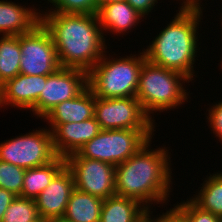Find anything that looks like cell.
Here are the masks:
<instances>
[{"instance_id": "31", "label": "cell", "mask_w": 222, "mask_h": 222, "mask_svg": "<svg viewBox=\"0 0 222 222\" xmlns=\"http://www.w3.org/2000/svg\"><path fill=\"white\" fill-rule=\"evenodd\" d=\"M181 5L180 7L183 8H203L201 2L202 0H181ZM202 6V7H201Z\"/></svg>"}, {"instance_id": "29", "label": "cell", "mask_w": 222, "mask_h": 222, "mask_svg": "<svg viewBox=\"0 0 222 222\" xmlns=\"http://www.w3.org/2000/svg\"><path fill=\"white\" fill-rule=\"evenodd\" d=\"M135 10H137L141 15H143L146 19V15L148 17L149 13L151 14L156 4L159 3L160 0H126ZM156 3V4H155Z\"/></svg>"}, {"instance_id": "23", "label": "cell", "mask_w": 222, "mask_h": 222, "mask_svg": "<svg viewBox=\"0 0 222 222\" xmlns=\"http://www.w3.org/2000/svg\"><path fill=\"white\" fill-rule=\"evenodd\" d=\"M35 199L16 196L7 208L2 222H39Z\"/></svg>"}, {"instance_id": "36", "label": "cell", "mask_w": 222, "mask_h": 222, "mask_svg": "<svg viewBox=\"0 0 222 222\" xmlns=\"http://www.w3.org/2000/svg\"><path fill=\"white\" fill-rule=\"evenodd\" d=\"M39 222H48V221H46V220H42V219H41Z\"/></svg>"}, {"instance_id": "22", "label": "cell", "mask_w": 222, "mask_h": 222, "mask_svg": "<svg viewBox=\"0 0 222 222\" xmlns=\"http://www.w3.org/2000/svg\"><path fill=\"white\" fill-rule=\"evenodd\" d=\"M20 35L0 36V79L3 83L20 74Z\"/></svg>"}, {"instance_id": "25", "label": "cell", "mask_w": 222, "mask_h": 222, "mask_svg": "<svg viewBox=\"0 0 222 222\" xmlns=\"http://www.w3.org/2000/svg\"><path fill=\"white\" fill-rule=\"evenodd\" d=\"M24 168L0 160V188L21 196Z\"/></svg>"}, {"instance_id": "4", "label": "cell", "mask_w": 222, "mask_h": 222, "mask_svg": "<svg viewBox=\"0 0 222 222\" xmlns=\"http://www.w3.org/2000/svg\"><path fill=\"white\" fill-rule=\"evenodd\" d=\"M186 82L189 83L190 80L183 74L146 60L140 70L136 98L145 113L155 122L152 118L155 117L152 116L154 112L173 110L185 101L188 102L190 91L184 87Z\"/></svg>"}, {"instance_id": "8", "label": "cell", "mask_w": 222, "mask_h": 222, "mask_svg": "<svg viewBox=\"0 0 222 222\" xmlns=\"http://www.w3.org/2000/svg\"><path fill=\"white\" fill-rule=\"evenodd\" d=\"M46 128V129H45ZM29 131L0 143V160L30 169L48 164L57 154L48 127Z\"/></svg>"}, {"instance_id": "18", "label": "cell", "mask_w": 222, "mask_h": 222, "mask_svg": "<svg viewBox=\"0 0 222 222\" xmlns=\"http://www.w3.org/2000/svg\"><path fill=\"white\" fill-rule=\"evenodd\" d=\"M148 211L135 199L113 195L103 200L100 222H146Z\"/></svg>"}, {"instance_id": "19", "label": "cell", "mask_w": 222, "mask_h": 222, "mask_svg": "<svg viewBox=\"0 0 222 222\" xmlns=\"http://www.w3.org/2000/svg\"><path fill=\"white\" fill-rule=\"evenodd\" d=\"M103 199L81 192L72 191L63 218L72 222H100Z\"/></svg>"}, {"instance_id": "2", "label": "cell", "mask_w": 222, "mask_h": 222, "mask_svg": "<svg viewBox=\"0 0 222 222\" xmlns=\"http://www.w3.org/2000/svg\"><path fill=\"white\" fill-rule=\"evenodd\" d=\"M41 23L50 32L61 67L87 73L107 49L97 14L41 13Z\"/></svg>"}, {"instance_id": "14", "label": "cell", "mask_w": 222, "mask_h": 222, "mask_svg": "<svg viewBox=\"0 0 222 222\" xmlns=\"http://www.w3.org/2000/svg\"><path fill=\"white\" fill-rule=\"evenodd\" d=\"M100 131L95 117L82 122L60 124L51 132L55 153L60 157L76 153Z\"/></svg>"}, {"instance_id": "30", "label": "cell", "mask_w": 222, "mask_h": 222, "mask_svg": "<svg viewBox=\"0 0 222 222\" xmlns=\"http://www.w3.org/2000/svg\"><path fill=\"white\" fill-rule=\"evenodd\" d=\"M15 198L16 195L11 193L9 190L0 188V222H2L3 216L7 208Z\"/></svg>"}, {"instance_id": "17", "label": "cell", "mask_w": 222, "mask_h": 222, "mask_svg": "<svg viewBox=\"0 0 222 222\" xmlns=\"http://www.w3.org/2000/svg\"><path fill=\"white\" fill-rule=\"evenodd\" d=\"M97 16L103 33L118 34L117 36L128 34L131 29L144 21L142 20L144 16L126 0L101 5Z\"/></svg>"}, {"instance_id": "13", "label": "cell", "mask_w": 222, "mask_h": 222, "mask_svg": "<svg viewBox=\"0 0 222 222\" xmlns=\"http://www.w3.org/2000/svg\"><path fill=\"white\" fill-rule=\"evenodd\" d=\"M46 79L47 76L43 75L18 74L7 80L0 94V108L11 105L20 110H30L35 115V103Z\"/></svg>"}, {"instance_id": "21", "label": "cell", "mask_w": 222, "mask_h": 222, "mask_svg": "<svg viewBox=\"0 0 222 222\" xmlns=\"http://www.w3.org/2000/svg\"><path fill=\"white\" fill-rule=\"evenodd\" d=\"M214 173H209L210 176H206L200 191L188 199L200 209L222 218V172L218 170Z\"/></svg>"}, {"instance_id": "33", "label": "cell", "mask_w": 222, "mask_h": 222, "mask_svg": "<svg viewBox=\"0 0 222 222\" xmlns=\"http://www.w3.org/2000/svg\"><path fill=\"white\" fill-rule=\"evenodd\" d=\"M48 222H72V221L61 217V218L51 219V220H49Z\"/></svg>"}, {"instance_id": "5", "label": "cell", "mask_w": 222, "mask_h": 222, "mask_svg": "<svg viewBox=\"0 0 222 222\" xmlns=\"http://www.w3.org/2000/svg\"><path fill=\"white\" fill-rule=\"evenodd\" d=\"M107 53L87 73L89 89L98 98L136 97L140 70L146 61L144 51L118 58Z\"/></svg>"}, {"instance_id": "10", "label": "cell", "mask_w": 222, "mask_h": 222, "mask_svg": "<svg viewBox=\"0 0 222 222\" xmlns=\"http://www.w3.org/2000/svg\"><path fill=\"white\" fill-rule=\"evenodd\" d=\"M65 165L77 190L103 200L116 195L114 165L87 158H65Z\"/></svg>"}, {"instance_id": "1", "label": "cell", "mask_w": 222, "mask_h": 222, "mask_svg": "<svg viewBox=\"0 0 222 222\" xmlns=\"http://www.w3.org/2000/svg\"><path fill=\"white\" fill-rule=\"evenodd\" d=\"M151 142L152 138L129 159L115 166L116 195L135 199L148 210H153L152 204L168 203L173 189L169 147L151 149Z\"/></svg>"}, {"instance_id": "11", "label": "cell", "mask_w": 222, "mask_h": 222, "mask_svg": "<svg viewBox=\"0 0 222 222\" xmlns=\"http://www.w3.org/2000/svg\"><path fill=\"white\" fill-rule=\"evenodd\" d=\"M87 72L77 68L60 67L47 76L35 103L36 118H43L57 104L78 96L87 87Z\"/></svg>"}, {"instance_id": "34", "label": "cell", "mask_w": 222, "mask_h": 222, "mask_svg": "<svg viewBox=\"0 0 222 222\" xmlns=\"http://www.w3.org/2000/svg\"><path fill=\"white\" fill-rule=\"evenodd\" d=\"M3 87H4V83L1 81V79H0V94H1V92H2V90H3Z\"/></svg>"}, {"instance_id": "32", "label": "cell", "mask_w": 222, "mask_h": 222, "mask_svg": "<svg viewBox=\"0 0 222 222\" xmlns=\"http://www.w3.org/2000/svg\"><path fill=\"white\" fill-rule=\"evenodd\" d=\"M118 1H124V0H98V5L100 7L101 5H104L107 3H114V2H118Z\"/></svg>"}, {"instance_id": "7", "label": "cell", "mask_w": 222, "mask_h": 222, "mask_svg": "<svg viewBox=\"0 0 222 222\" xmlns=\"http://www.w3.org/2000/svg\"><path fill=\"white\" fill-rule=\"evenodd\" d=\"M94 117L101 130L141 129L150 139L155 122L145 113L136 97H95Z\"/></svg>"}, {"instance_id": "20", "label": "cell", "mask_w": 222, "mask_h": 222, "mask_svg": "<svg viewBox=\"0 0 222 222\" xmlns=\"http://www.w3.org/2000/svg\"><path fill=\"white\" fill-rule=\"evenodd\" d=\"M64 166L65 157L57 156L46 165L26 169L20 197L35 199Z\"/></svg>"}, {"instance_id": "15", "label": "cell", "mask_w": 222, "mask_h": 222, "mask_svg": "<svg viewBox=\"0 0 222 222\" xmlns=\"http://www.w3.org/2000/svg\"><path fill=\"white\" fill-rule=\"evenodd\" d=\"M0 0V35L18 36L32 32L41 23V10ZM39 10V11H38Z\"/></svg>"}, {"instance_id": "26", "label": "cell", "mask_w": 222, "mask_h": 222, "mask_svg": "<svg viewBox=\"0 0 222 222\" xmlns=\"http://www.w3.org/2000/svg\"><path fill=\"white\" fill-rule=\"evenodd\" d=\"M175 206L189 222H221L222 218L213 215L211 212L200 209L190 199L183 200Z\"/></svg>"}, {"instance_id": "3", "label": "cell", "mask_w": 222, "mask_h": 222, "mask_svg": "<svg viewBox=\"0 0 222 222\" xmlns=\"http://www.w3.org/2000/svg\"><path fill=\"white\" fill-rule=\"evenodd\" d=\"M178 9L174 19L157 33L143 51L148 62L179 72L192 82L197 77L194 64L201 49L198 30L204 8Z\"/></svg>"}, {"instance_id": "16", "label": "cell", "mask_w": 222, "mask_h": 222, "mask_svg": "<svg viewBox=\"0 0 222 222\" xmlns=\"http://www.w3.org/2000/svg\"><path fill=\"white\" fill-rule=\"evenodd\" d=\"M95 95L87 86L78 96L53 107L42 119L48 122L52 132L58 125L67 122H82L94 117Z\"/></svg>"}, {"instance_id": "24", "label": "cell", "mask_w": 222, "mask_h": 222, "mask_svg": "<svg viewBox=\"0 0 222 222\" xmlns=\"http://www.w3.org/2000/svg\"><path fill=\"white\" fill-rule=\"evenodd\" d=\"M46 1V0H45ZM50 2V10L41 13H65V14H97L98 0H47Z\"/></svg>"}, {"instance_id": "35", "label": "cell", "mask_w": 222, "mask_h": 222, "mask_svg": "<svg viewBox=\"0 0 222 222\" xmlns=\"http://www.w3.org/2000/svg\"><path fill=\"white\" fill-rule=\"evenodd\" d=\"M221 18H222V17H221ZM220 21H222V19H221ZM221 23H222V22H221ZM221 25H222V24H221ZM220 63H221V66H220V67H222V58H221V62H220ZM221 69H222V68H221Z\"/></svg>"}, {"instance_id": "12", "label": "cell", "mask_w": 222, "mask_h": 222, "mask_svg": "<svg viewBox=\"0 0 222 222\" xmlns=\"http://www.w3.org/2000/svg\"><path fill=\"white\" fill-rule=\"evenodd\" d=\"M74 189L72 173L65 165L54 176L50 184L35 198L40 218L49 221L63 217Z\"/></svg>"}, {"instance_id": "27", "label": "cell", "mask_w": 222, "mask_h": 222, "mask_svg": "<svg viewBox=\"0 0 222 222\" xmlns=\"http://www.w3.org/2000/svg\"><path fill=\"white\" fill-rule=\"evenodd\" d=\"M207 109L209 128L213 131V134L219 138V142L222 143V101L214 103ZM212 128V129H211Z\"/></svg>"}, {"instance_id": "6", "label": "cell", "mask_w": 222, "mask_h": 222, "mask_svg": "<svg viewBox=\"0 0 222 222\" xmlns=\"http://www.w3.org/2000/svg\"><path fill=\"white\" fill-rule=\"evenodd\" d=\"M149 140L141 129L101 130L78 152L65 158H87L117 166L134 155Z\"/></svg>"}, {"instance_id": "9", "label": "cell", "mask_w": 222, "mask_h": 222, "mask_svg": "<svg viewBox=\"0 0 222 222\" xmlns=\"http://www.w3.org/2000/svg\"><path fill=\"white\" fill-rule=\"evenodd\" d=\"M20 52V74L49 76L61 67L53 38L42 23L20 35Z\"/></svg>"}, {"instance_id": "28", "label": "cell", "mask_w": 222, "mask_h": 222, "mask_svg": "<svg viewBox=\"0 0 222 222\" xmlns=\"http://www.w3.org/2000/svg\"><path fill=\"white\" fill-rule=\"evenodd\" d=\"M152 213L153 211H148L146 222H189L188 219L175 206L174 208L166 210L165 213L163 211L162 214H159L156 217H154Z\"/></svg>"}]
</instances>
